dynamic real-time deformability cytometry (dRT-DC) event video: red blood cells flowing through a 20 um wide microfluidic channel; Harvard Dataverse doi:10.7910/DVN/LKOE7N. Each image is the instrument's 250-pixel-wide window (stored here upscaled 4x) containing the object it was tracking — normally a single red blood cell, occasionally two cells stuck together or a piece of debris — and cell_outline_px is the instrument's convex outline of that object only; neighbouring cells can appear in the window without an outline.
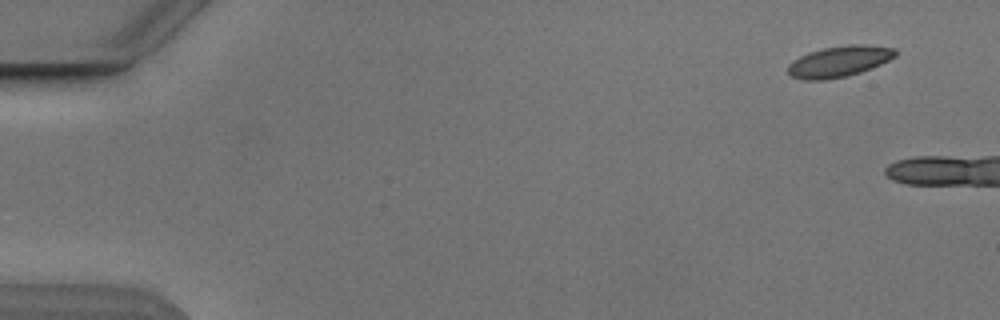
{"species": "Egyptian fruit bat (a non-hibernating species)", "species_latin": "Rousettus aegyptiacus", "temperature_condition": "cold", "stored_images_in_passage": 4, "camera_frame_rate_fps": 3000, "um_per_image_px": 0.085, "animal": {"sex": "male"}, "frame": {"image": 1, "passage_image": 1, "time_ms": 0.0, "image_size_px": [1000, 320], "cell_outline_px": [[896, 56], [872, 68], [848, 76], [824, 80], [804, 80], [792, 76], [788, 72], [788, 64], [792, 60], [808, 52], [824, 48], [852, 44], [860, 44], [896, 48]], "centroid_in_image_um": [71.31, 5.22], "position_along_channel_um": 13.7, "area_um2": 19.36}}